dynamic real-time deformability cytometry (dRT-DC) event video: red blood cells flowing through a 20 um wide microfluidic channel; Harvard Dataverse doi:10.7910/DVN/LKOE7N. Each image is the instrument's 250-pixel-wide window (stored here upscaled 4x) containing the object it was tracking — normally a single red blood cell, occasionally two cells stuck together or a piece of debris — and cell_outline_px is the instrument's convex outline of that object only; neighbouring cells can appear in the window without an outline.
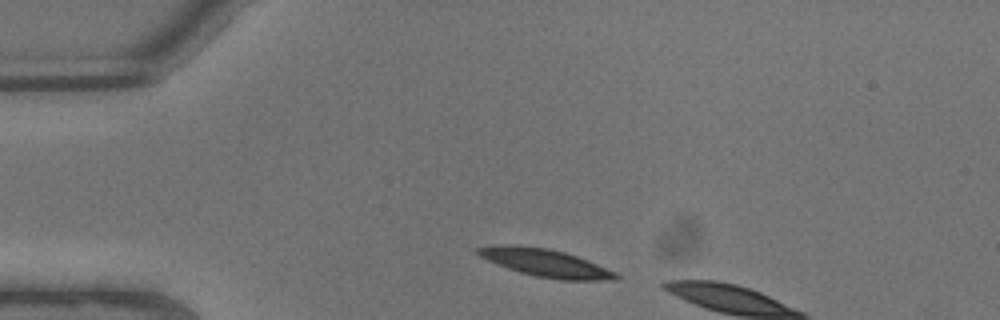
{"species": "common noctule bat (a hibernating species)", "species_latin": "Nyctalus noctula", "temperature_condition": "warm", "stored_images_in_passage": 2, "camera_frame_rate_fps": 3000, "um_per_image_px": 0.085, "animal": {"sex": "male", "body_mass_g": 13.3}, "frame": {"image": 1, "passage_image": 1, "time_ms": 0.0, "image_size_px": [1000, 320], "cell_outline_px": [[620, 276], [616, 280], [560, 280], [536, 276], [520, 272], [508, 268], [488, 260], [480, 256], [476, 252], [476, 248], [500, 244], [516, 244], [548, 248], [564, 252], [588, 260], [616, 272]], "centroid_in_image_um": [46.38, 22.34], "position_along_channel_um": 38.6, "area_um2": 22.25}}